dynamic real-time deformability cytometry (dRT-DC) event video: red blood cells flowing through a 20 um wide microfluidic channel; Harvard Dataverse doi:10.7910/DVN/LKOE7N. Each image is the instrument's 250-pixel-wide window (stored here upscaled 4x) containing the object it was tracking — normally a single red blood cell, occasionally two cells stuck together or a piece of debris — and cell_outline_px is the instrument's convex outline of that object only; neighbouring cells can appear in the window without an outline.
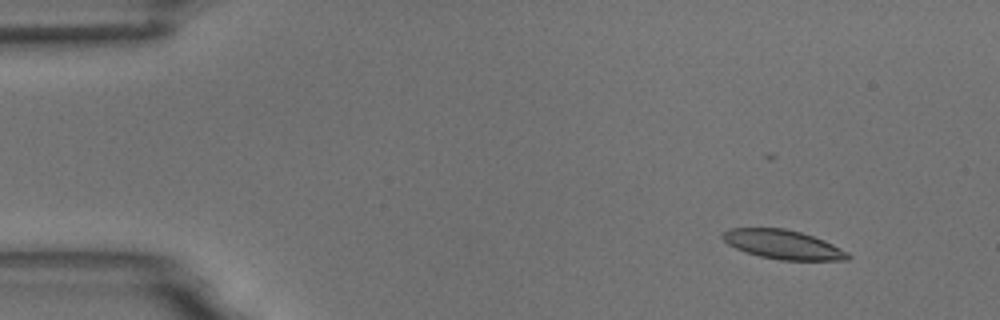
{"species": "common noctule bat (a hibernating species)", "species_latin": "Nyctalus noctula", "temperature_condition": "room temperature", "stored_images_in_passage": 5, "segment_of_instrument_passage": [1, 2], "camera_frame_rate_fps": 3000, "um_per_image_px": 0.085, "animal": {"sex": "male", "body_mass_g": 18.8}, "frame": {"image": 1, "passage_image": 2, "time_ms": 1.333, "image_size_px": [1000, 320], "cell_outline_px": [[852, 256], [848, 260], [780, 260], [760, 256], [736, 248], [728, 244], [720, 236], [728, 228], [784, 228], [800, 232], [824, 240], [848, 252]], "centroid_in_image_um": [66.56, 20.78], "position_along_channel_um": 18.4, "area_um2": 21.1}}